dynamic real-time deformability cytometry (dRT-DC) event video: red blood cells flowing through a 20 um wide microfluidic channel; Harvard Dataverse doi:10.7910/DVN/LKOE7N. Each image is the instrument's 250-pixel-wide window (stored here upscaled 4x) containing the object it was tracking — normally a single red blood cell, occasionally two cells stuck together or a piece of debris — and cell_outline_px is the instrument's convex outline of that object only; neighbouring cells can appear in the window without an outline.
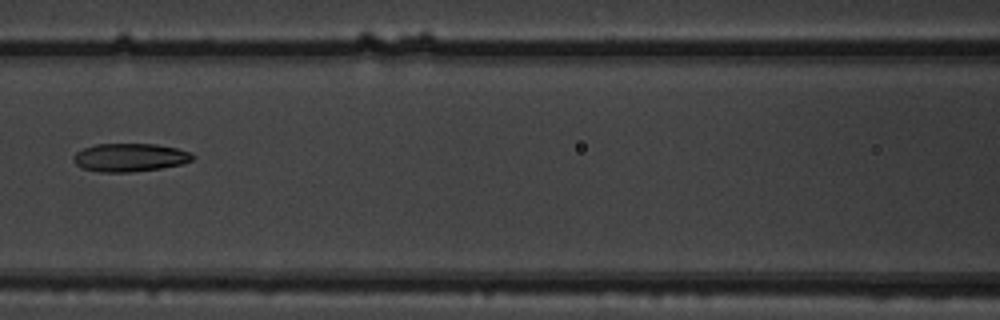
{"species": "common noctule bat (a hibernating species)", "species_latin": "Nyctalus noctula", "temperature_condition": "warm", "stored_images_in_passage": 5, "camera_frame_rate_fps": 3000, "um_per_image_px": 0.085, "animal": {"sex": "male", "body_mass_g": 19.5, "forearm_length_mm": 54.6}, "frame": {"image": 1, "passage_image": 4, "time_ms": 1.0, "image_size_px": [1000, 320], "cell_outline_px": [[196, 156], [192, 160], [180, 164], [160, 168], [132, 172], [100, 172], [80, 168], [72, 160], [72, 156], [76, 152], [84, 148], [96, 144], [156, 144], [176, 148], [188, 152]], "centroid_in_image_um": [10.99, 13.39], "position_along_channel_um": 155.6, "area_um2": 19.59}}
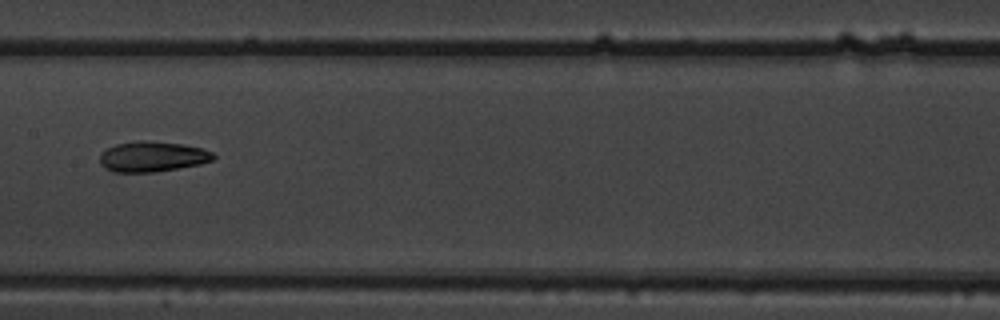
{"frame": {"image": 2, "passage_image": 5, "time_ms": 1.333, "image_size_px": [1000, 320], "cell_outline_px": [[216, 156], [212, 160], [200, 164], [156, 172], [112, 172], [104, 168], [100, 164], [100, 152], [116, 144], [140, 140], [144, 140], [184, 144], [200, 148], [212, 152]], "centroid_in_image_um": [12.92, 13.31], "position_along_channel_um": 194.5, "area_um2": 20.17}}